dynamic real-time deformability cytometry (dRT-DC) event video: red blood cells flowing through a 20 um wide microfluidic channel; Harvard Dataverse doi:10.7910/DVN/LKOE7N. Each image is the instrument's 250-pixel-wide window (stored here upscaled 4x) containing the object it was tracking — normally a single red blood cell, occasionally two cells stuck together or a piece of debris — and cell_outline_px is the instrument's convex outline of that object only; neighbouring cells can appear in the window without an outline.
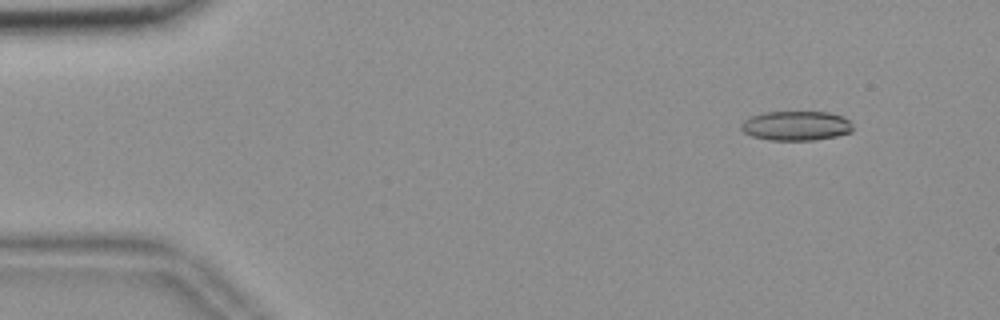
{"species": "common noctule bat (a hibernating species)", "species_latin": "Nyctalus noctula", "temperature_condition": "room temperature", "stored_images_in_passage": 56, "camera_frame_rate_fps": 3000, "um_per_image_px": 0.085, "animal": {"sex": "female", "body_mass_g": 18.4}, "frame": {"image": 1, "passage_image": 6, "time_ms": 1.667, "image_size_px": [1000, 320], "cell_outline_px": [[852, 132], [836, 136], [816, 140], [768, 140], [752, 136], [744, 132], [740, 128], [740, 124], [744, 120], [752, 116], [764, 112], [828, 112], [844, 116], [852, 124]], "centroid_in_image_um": [67.67, 10.69], "position_along_channel_um": 17.3, "area_um2": 19.31}}
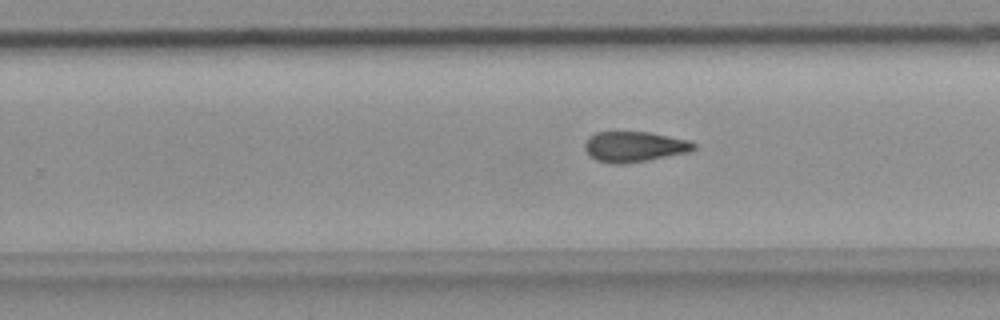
{"frame": {"image": 2, "passage_image": 35, "time_ms": 11.333, "image_size_px": [1000, 320], "cell_outline_px": [[696, 148], [688, 152], [648, 160], [620, 164], [612, 164], [596, 160], [584, 148], [584, 144], [588, 136], [596, 132], [648, 132], [692, 140], [696, 144]], "centroid_in_image_um": [53.94, 12.46], "position_along_channel_um": 275.9, "area_um2": 19.36}}
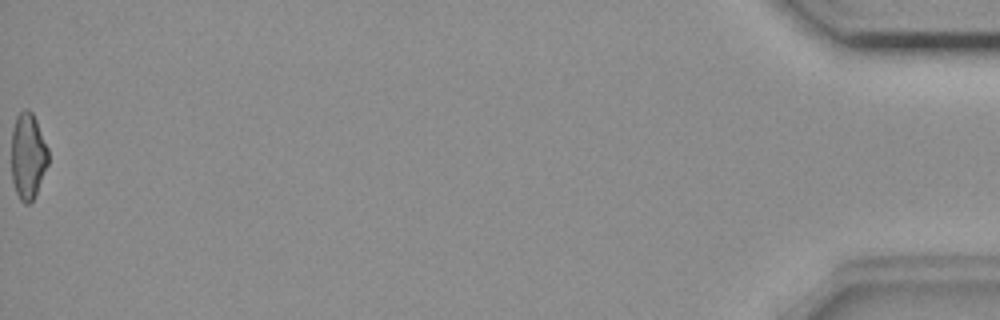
{"frame": {"image": 3, "passage_image": 56, "time_ms": 18.333, "image_size_px": [1000, 320], "cell_outline_px": [[48, 164], [36, 196], [28, 204], [24, 204], [20, 200], [16, 192], [12, 180], [12, 128], [16, 116], [24, 108], [28, 108], [32, 112], [36, 120], [48, 148]], "centroid_in_image_um": [2.38, 13.27], "position_along_channel_um": 432.8, "area_um2": 18.67}, "authors_computed_cell_mechanics": {"area_um2": 19.5942, "velocity_mm_per_s": 3.7023, "shape_relaxation_time_tau1_ms": null, "shape_relaxation_time_tau2_ms": 6.569, "deformation_change_tau1": null, "deformation_change_tau2": 0.1578}}